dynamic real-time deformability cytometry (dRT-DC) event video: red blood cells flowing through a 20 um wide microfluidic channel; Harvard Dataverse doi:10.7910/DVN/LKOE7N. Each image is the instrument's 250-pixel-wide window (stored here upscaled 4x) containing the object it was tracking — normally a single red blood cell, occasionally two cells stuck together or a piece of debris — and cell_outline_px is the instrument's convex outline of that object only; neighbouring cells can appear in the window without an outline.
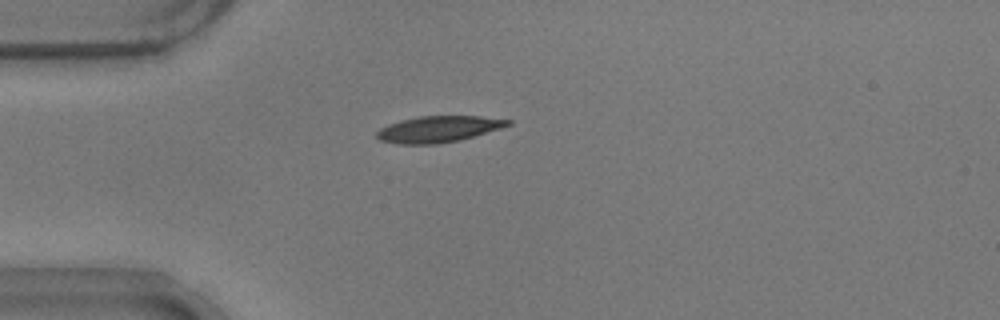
{"species": "common noctule bat (a hibernating species)", "species_latin": "Nyctalus noctula", "temperature_condition": "warm", "stored_images_in_passage": 41, "camera_frame_rate_fps": 3000, "um_per_image_px": 0.085, "animal": {"sex": "male", "body_mass_g": 17.9}, "frame": {"image": 1, "passage_image": 1, "time_ms": 0.0, "image_size_px": [1000, 320], "cell_outline_px": [[512, 124], [500, 128], [460, 140], [436, 144], [400, 144], [380, 140], [376, 136], [376, 132], [380, 128], [388, 124], [400, 120], [420, 116], [480, 116], [512, 120]], "centroid_in_image_um": [37.25, 10.97], "position_along_channel_um": 47.7, "area_um2": 20.0}}
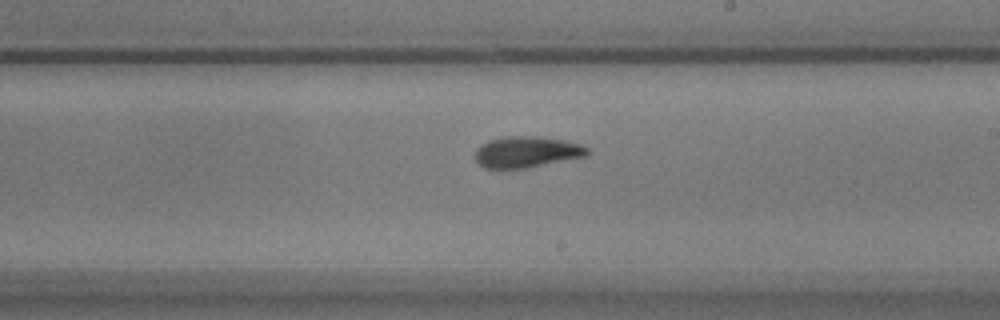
{"frame": {"image": 2, "passage_image": 18, "time_ms": 5.667, "image_size_px": [1000, 320], "cell_outline_px": [[588, 156], [524, 168], [484, 168], [476, 160], [476, 152], [484, 144], [492, 140], [508, 136], [536, 136], [564, 140], [580, 144], [588, 148]], "centroid_in_image_um": [44.83, 12.92], "position_along_channel_um": 244.2, "area_um2": 19.94}}
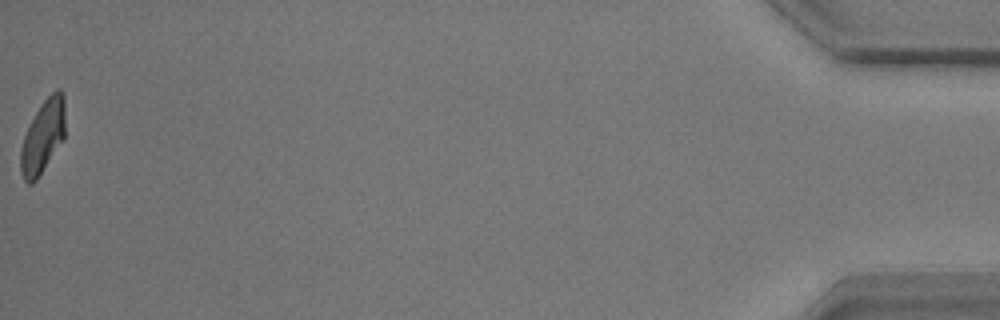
{"frame": {"image": 3, "passage_image": 41, "time_ms": 13.333, "image_size_px": [1000, 320], "cell_outline_px": [[64, 140], [36, 180], [32, 184], [28, 184], [24, 180], [20, 172], [20, 152], [24, 136], [36, 112], [44, 100], [56, 88], [60, 88], [64, 92]], "centroid_in_image_um": [3.65, 11.62], "position_along_channel_um": 431.5, "area_um2": 18.96}, "authors_computed_cell_mechanics": {"area_um2": 20.23, "velocity_mm_per_s": 3.7154, "shape_relaxation_time_tau1_ms": 4.3057, "shape_relaxation_time_tau2_ms": 3.0076, "deformation_change_tau1": 0.1496, "deformation_change_tau2": 0.0927}}